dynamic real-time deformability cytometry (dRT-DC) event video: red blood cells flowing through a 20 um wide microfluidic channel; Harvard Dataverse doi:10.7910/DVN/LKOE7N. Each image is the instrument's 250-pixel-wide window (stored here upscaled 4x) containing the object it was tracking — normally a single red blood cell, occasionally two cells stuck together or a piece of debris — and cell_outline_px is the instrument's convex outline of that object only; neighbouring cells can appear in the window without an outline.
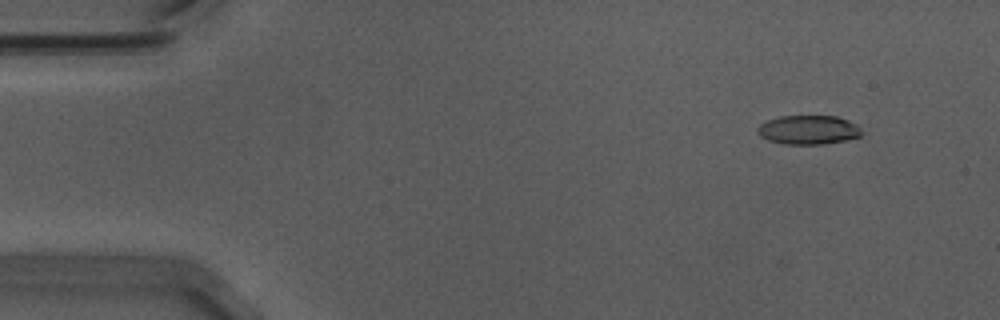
{"species": "Egyptian fruit bat (a non-hibernating species)", "species_latin": "Rousettus aegyptiacus", "temperature_condition": "warm", "stored_images_in_passage": 51, "camera_frame_rate_fps": 3000, "um_per_image_px": 0.085, "animal": {"sex": "male"}, "frame": {"image": 1, "passage_image": 1, "time_ms": 0.0, "image_size_px": [1000, 320], "cell_outline_px": [[860, 136], [844, 140], [824, 144], [788, 144], [768, 140], [760, 136], [756, 132], [756, 128], [760, 124], [768, 120], [780, 116], [836, 116], [848, 120], [856, 124], [860, 128]], "centroid_in_image_um": [68.68, 11.03], "position_along_channel_um": 16.3, "area_um2": 17.51}}
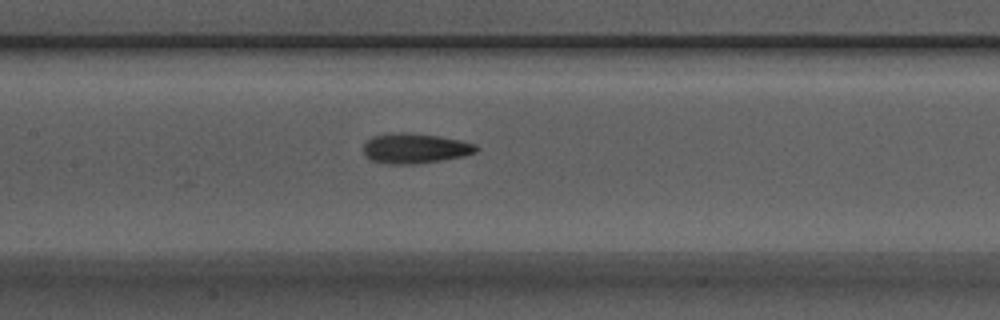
{"frame": {"image": 2, "passage_image": 22, "time_ms": 7.0, "image_size_px": [1000, 320], "cell_outline_px": [[480, 148], [476, 152], [464, 156], [444, 160], [412, 164], [388, 164], [372, 160], [364, 156], [364, 140], [372, 136], [388, 132], [408, 132], [440, 136], [460, 140], [476, 144]], "centroid_in_image_um": [35.26, 12.59], "position_along_channel_um": 172.1, "area_um2": 20.17}}
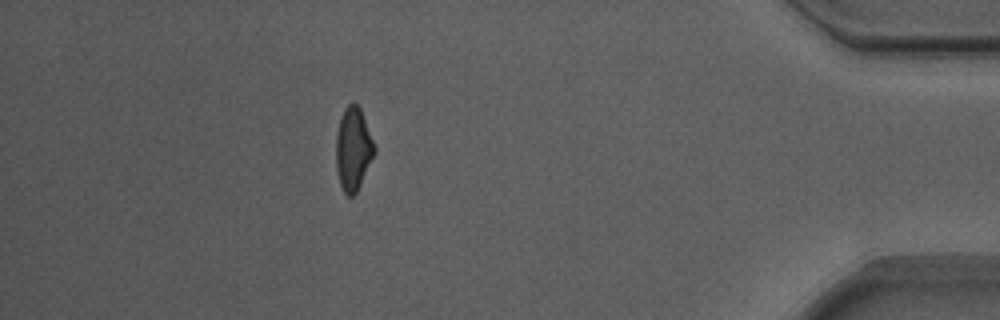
{"frame": {"image": 3, "passage_image": 45, "time_ms": 14.667, "image_size_px": [1000, 320], "cell_outline_px": [[376, 152], [356, 192], [352, 196], [348, 196], [344, 192], [340, 184], [336, 172], [336, 132], [344, 108], [352, 100], [360, 108], [376, 148]], "centroid_in_image_um": [30.01, 12.65], "position_along_channel_um": 405.2, "area_um2": 18.55}, "authors_computed_cell_mechanics": {"area_um2": 19.0162, "velocity_mm_per_s": 3.7177, "shape_relaxation_time_tau1_ms": 5.378, "shape_relaxation_time_tau2_ms": 2.9078, "deformation_change_tau1": 0.1908, "deformation_change_tau2": 0.122}}